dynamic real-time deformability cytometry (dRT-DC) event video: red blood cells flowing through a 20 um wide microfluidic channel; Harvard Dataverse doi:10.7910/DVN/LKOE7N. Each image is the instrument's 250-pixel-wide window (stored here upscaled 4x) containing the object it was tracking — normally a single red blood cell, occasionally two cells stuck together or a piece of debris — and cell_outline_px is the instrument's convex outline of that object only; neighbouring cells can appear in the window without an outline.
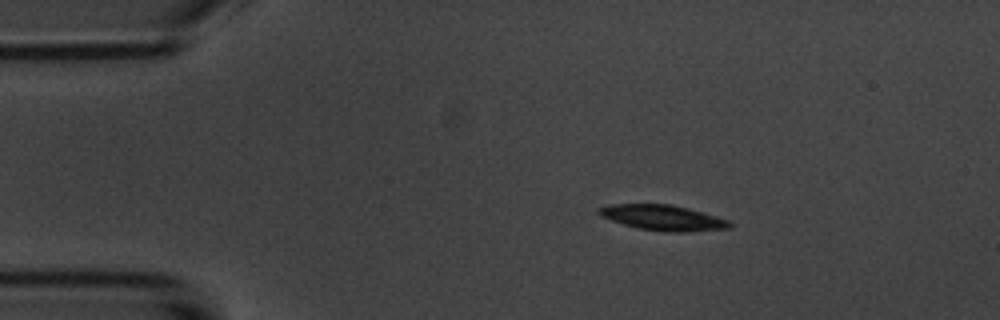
{"species": "common noctule bat (a hibernating species)", "species_latin": "Nyctalus noctula", "temperature_condition": "room temperature", "stored_images_in_passage": 3, "camera_frame_rate_fps": 3000, "um_per_image_px": 0.085, "animal": {"sex": "male", "body_mass_g": 20.1, "forearm_length_mm": 53.5}, "frame": {"image": 1, "passage_image": 2, "time_ms": 1.333, "image_size_px": [1000, 320], "cell_outline_px": [[732, 228], [684, 232], [664, 232], [640, 228], [624, 224], [600, 216], [596, 212], [596, 208], [608, 204], [672, 204], [688, 208], [716, 216], [728, 220], [732, 224]], "centroid_in_image_um": [56.33, 18.5], "position_along_channel_um": 28.7, "area_um2": 19.42}}